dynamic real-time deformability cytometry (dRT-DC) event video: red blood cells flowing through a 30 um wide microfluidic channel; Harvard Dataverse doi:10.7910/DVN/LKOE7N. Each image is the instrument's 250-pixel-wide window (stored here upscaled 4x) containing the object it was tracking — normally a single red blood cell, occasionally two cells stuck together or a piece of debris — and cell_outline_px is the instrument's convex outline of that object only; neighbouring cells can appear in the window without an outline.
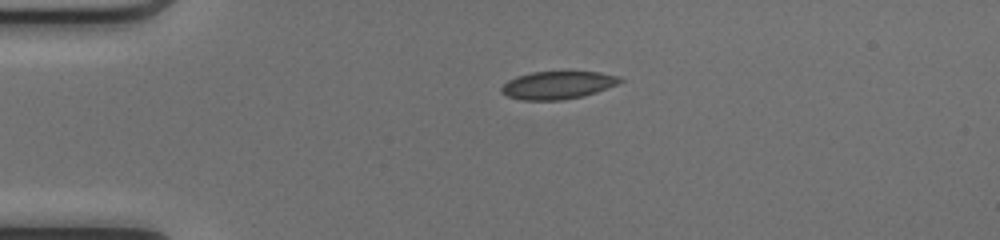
{"species": "common noctule bat (a hibernating species)", "species_latin": "Nyctalus noctula", "temperature_condition": "cold", "stored_images_in_passage": 39, "camera_frame_rate_fps": 3000, "um_per_image_px": 0.085, "animal": {"sex": "female", "body_mass_g": 17.0, "forearm_length_mm": 48.0}, "frame": {"image": 1, "passage_image": 1, "time_ms": 0.0, "image_size_px": [1000, 240], "cell_outline_px": [[624, 80], [616, 84], [596, 92], [584, 96], [564, 100], [520, 100], [508, 96], [500, 92], [500, 88], [508, 80], [516, 76], [532, 72], [600, 72], [620, 76]], "centroid_in_image_um": [47.39, 7.24], "position_along_channel_um": 37.6, "area_um2": 19.25}}
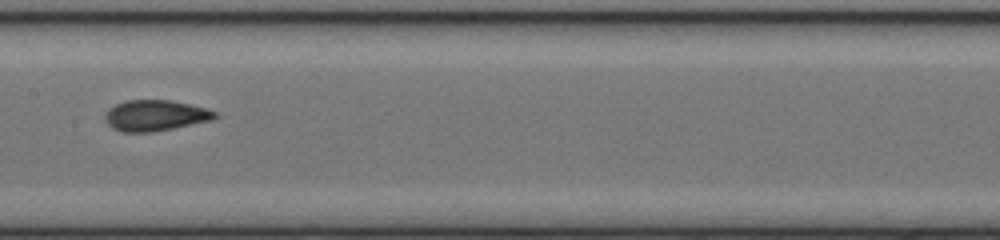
{"frame": {"image": 2, "passage_image": 15, "time_ms": 4.667, "image_size_px": [1000, 240], "cell_outline_px": [[220, 116], [212, 120], [152, 132], [120, 132], [112, 128], [108, 124], [104, 116], [108, 108], [124, 100], [172, 100], [208, 108], [216, 112]], "centroid_in_image_um": [13.2, 9.81], "position_along_channel_um": 194.2, "area_um2": 19.94}}
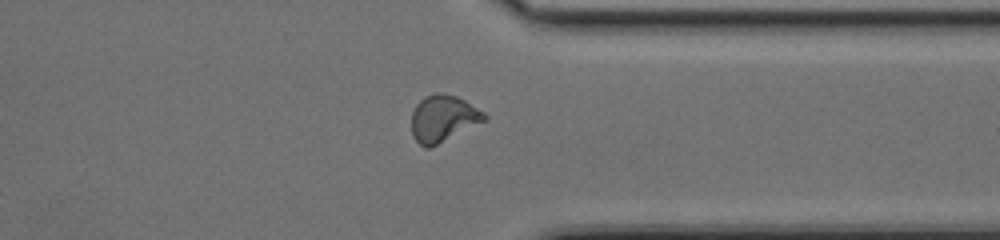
{"frame": {"image": 3, "passage_image": 28, "time_ms": 9.0, "image_size_px": [1000, 240], "cell_outline_px": [[488, 120], [428, 148], [424, 148], [412, 136], [412, 112], [416, 104], [424, 96], [436, 92], [444, 92], [456, 96], [464, 100], [484, 112], [488, 116]], "centroid_in_image_um": [37.67, 10.05], "position_along_channel_um": 373.7, "area_um2": 19.88}, "authors_computed_cell_mechanics": {"area_um2": 19.4786, "velocity_mm_per_s": 4.202, "shape_relaxation_time_tau1_ms": 8.4135, "shape_relaxation_time_tau2_ms": 1.3685, "deformation_change_tau1": 0.1975, "deformation_change_tau2": 0.0554}}